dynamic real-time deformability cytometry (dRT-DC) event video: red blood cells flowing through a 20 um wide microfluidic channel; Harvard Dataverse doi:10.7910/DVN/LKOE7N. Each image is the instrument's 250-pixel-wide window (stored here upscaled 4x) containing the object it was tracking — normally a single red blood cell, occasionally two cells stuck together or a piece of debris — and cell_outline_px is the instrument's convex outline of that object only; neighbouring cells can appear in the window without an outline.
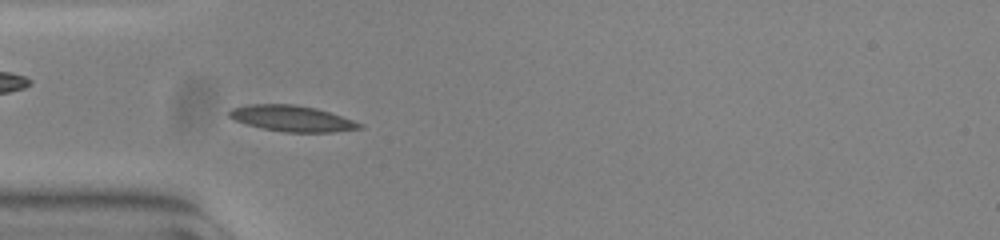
{"species": "common noctule bat (a hibernating species)", "species_latin": "Nyctalus noctula", "temperature_condition": "warm", "stored_images_in_passage": 40, "camera_frame_rate_fps": 3000, "um_per_image_px": 0.085, "animal": {"sex": "female", "body_mass_g": 23.0, "forearm_length_mm": 53.4}, "frame": {"image": 1, "passage_image": 2, "time_ms": 0.333, "image_size_px": [1000, 240], "cell_outline_px": [[364, 128], [332, 132], [284, 132], [244, 124], [228, 116], [228, 112], [232, 108], [248, 104], [292, 104], [316, 108], [364, 124]], "centroid_in_image_um": [24.81, 10.07], "position_along_channel_um": 60.2, "area_um2": 19.59}}
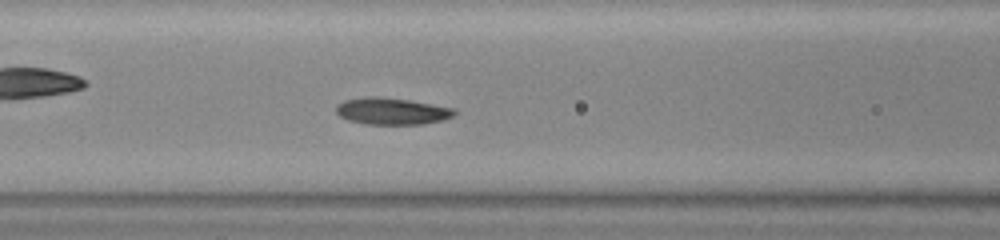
{"frame": {"image": 2, "passage_image": 8, "time_ms": 2.333, "image_size_px": [1000, 240], "cell_outline_px": [[456, 112], [452, 116], [444, 120], [424, 124], [364, 124], [348, 120], [340, 116], [336, 112], [336, 104], [344, 100], [368, 96], [380, 96], [408, 100], [456, 108]], "centroid_in_image_um": [33.3, 9.45], "position_along_channel_um": 133.3, "area_um2": 18.61}}
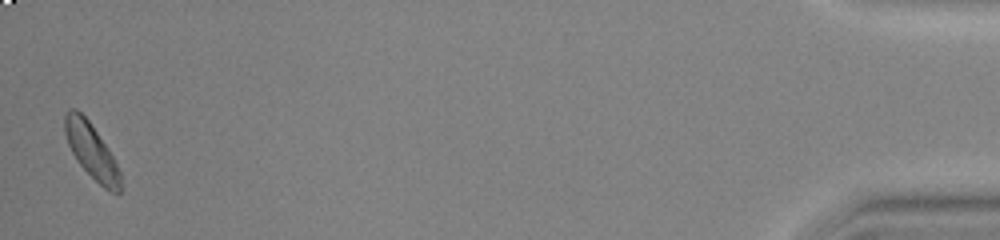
{"frame": {"image": 3, "passage_image": 39, "time_ms": 12.667, "image_size_px": [1000, 240], "cell_outline_px": [[120, 192], [112, 192], [104, 188], [80, 164], [72, 152], [68, 144], [64, 132], [64, 116], [68, 108], [76, 108], [88, 120], [108, 148], [120, 172]], "centroid_in_image_um": [7.74, 12.78], "position_along_channel_um": 427.5, "area_um2": 17.4}, "authors_computed_cell_mechanics": {"area_um2": 17.9469, "velocity_mm_per_s": 3.7625, "shape_relaxation_time_tau1_ms": 7.1029, "shape_relaxation_time_tau2_ms": 3.7921, "deformation_change_tau1": 0.2004, "deformation_change_tau2": 0.0861}}